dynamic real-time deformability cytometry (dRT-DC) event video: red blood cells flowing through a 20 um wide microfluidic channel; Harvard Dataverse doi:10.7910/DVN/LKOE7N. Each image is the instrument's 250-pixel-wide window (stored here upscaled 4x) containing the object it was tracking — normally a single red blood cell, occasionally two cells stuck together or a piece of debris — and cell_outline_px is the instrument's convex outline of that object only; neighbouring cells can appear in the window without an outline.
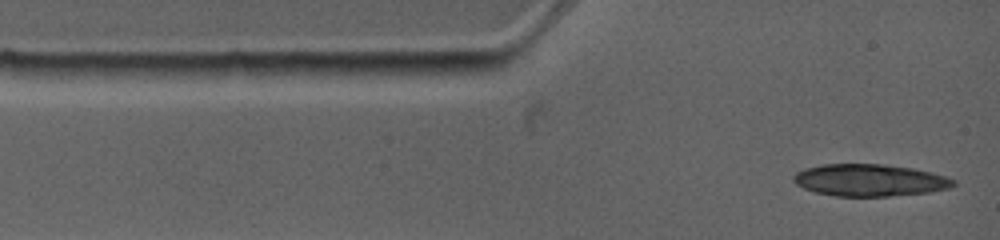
{"species": "common noctule bat (a hibernating species)", "species_latin": "Nyctalus noctula", "temperature_condition": "warm", "stored_images_in_passage": 1, "camera_frame_rate_fps": 4500, "um_per_image_px": 0.085, "animal": {"sex": "female", "body_mass_g": 19.0, "forearm_length_mm": 53.3}, "frame": {"image": 1, "passage_image": 1, "time_ms": 0.0, "image_size_px": [1000, 240], "cell_outline_px": [[956, 184], [948, 188], [932, 192], [888, 196], [836, 196], [816, 192], [804, 188], [796, 184], [792, 180], [792, 176], [796, 172], [804, 168], [824, 164], [880, 164], [912, 168], [932, 172], [948, 176], [956, 180]], "centroid_in_image_um": [73.94, 15.31], "position_along_channel_um": 11.1, "area_um2": 30.0}}